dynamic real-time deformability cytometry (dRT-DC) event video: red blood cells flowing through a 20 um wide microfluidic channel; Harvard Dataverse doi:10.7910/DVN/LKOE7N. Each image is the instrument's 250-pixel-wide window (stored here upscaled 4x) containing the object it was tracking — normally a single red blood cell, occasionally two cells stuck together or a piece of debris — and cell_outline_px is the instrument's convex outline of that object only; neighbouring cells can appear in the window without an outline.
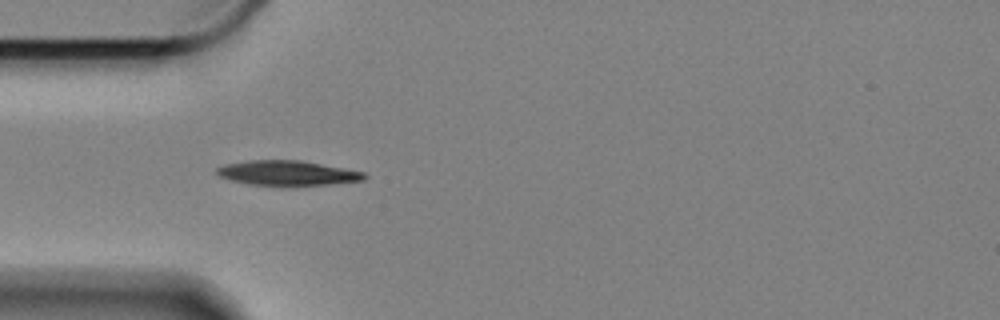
{"species": "Egyptian fruit bat (a non-hibernating species)", "species_latin": "Rousettus aegyptiacus", "temperature_condition": "cold", "stored_images_in_passage": 43, "camera_frame_rate_fps": 3000, "um_per_image_px": 0.085, "animal": {"sex": "female"}, "frame": {"image": 1, "passage_image": 1, "time_ms": 0.0, "image_size_px": [1000, 320], "cell_outline_px": [[368, 176], [364, 180], [332, 184], [280, 188], [248, 184], [228, 180], [220, 176], [216, 172], [216, 168], [228, 164], [252, 160], [300, 160], [364, 172]], "centroid_in_image_um": [24.43, 14.75], "position_along_channel_um": 60.6, "area_um2": 21.96}}
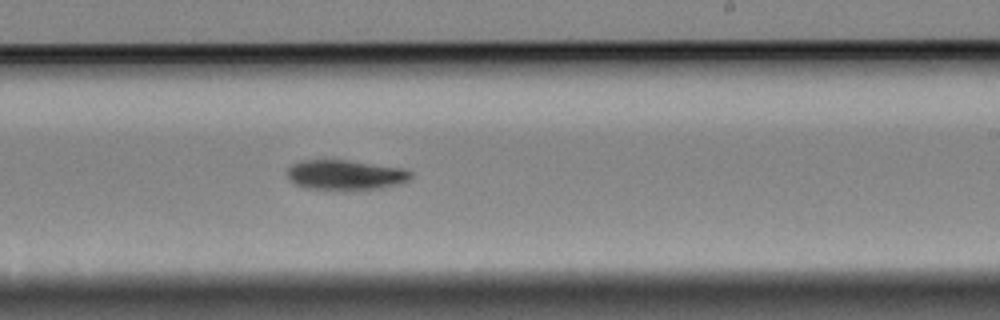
{"frame": {"image": 2, "passage_image": 19, "time_ms": 6.0, "image_size_px": [1000, 320], "cell_outline_px": [[412, 176], [408, 180], [400, 184], [380, 188], [356, 192], [332, 192], [304, 188], [288, 180], [288, 168], [292, 164], [304, 160], [344, 160], [404, 168], [412, 172]], "centroid_in_image_um": [29.35, 14.93], "position_along_channel_um": 259.6, "area_um2": 22.48}}
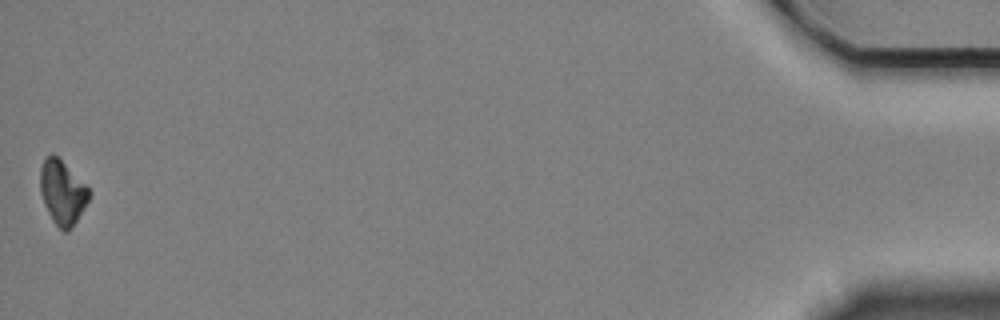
{"frame": {"image": 3, "passage_image": 43, "time_ms": 14.0, "image_size_px": [1000, 320], "cell_outline_px": [[92, 192], [88, 200], [76, 220], [68, 232], [64, 232], [52, 220], [44, 204], [40, 192], [40, 168], [44, 160], [52, 152]], "centroid_in_image_um": [5.28, 16.37], "position_along_channel_um": 429.9, "area_um2": 17.74}, "authors_computed_cell_mechanics": {"area_um2": 21.5594, "velocity_mm_per_s": 3.329, "shape_relaxation_time_tau1_ms": 3.0853, "shape_relaxation_time_tau2_ms": null, "deformation_change_tau1": 0.0941, "deformation_change_tau2": null}}